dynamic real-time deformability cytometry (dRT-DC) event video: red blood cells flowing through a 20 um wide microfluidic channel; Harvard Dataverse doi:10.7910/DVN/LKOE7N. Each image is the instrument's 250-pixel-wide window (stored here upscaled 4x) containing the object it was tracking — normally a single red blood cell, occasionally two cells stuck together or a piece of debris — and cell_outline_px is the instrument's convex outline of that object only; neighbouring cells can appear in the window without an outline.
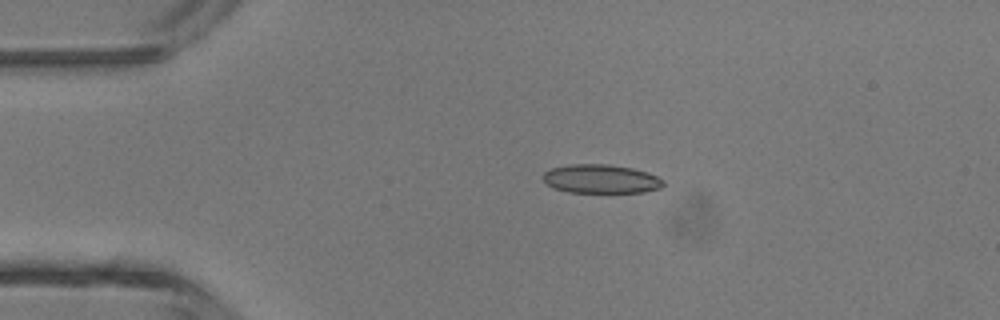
{"species": "common noctule bat (a hibernating species)", "species_latin": "Nyctalus noctula", "temperature_condition": "room temperature", "stored_images_in_passage": 4, "camera_frame_rate_fps": 3000, "um_per_image_px": 0.085, "animal": {"sex": "male", "body_mass_g": 13.3}, "frame": {"image": 1, "passage_image": 3, "time_ms": 0.667, "image_size_px": [1000, 320], "cell_outline_px": [[664, 184], [660, 188], [644, 192], [568, 192], [552, 188], [544, 180], [544, 172], [552, 168], [568, 164], [608, 164], [632, 168], [648, 172], [664, 180]], "centroid_in_image_um": [51.09, 15.2], "position_along_channel_um": 33.9, "area_um2": 20.17}}